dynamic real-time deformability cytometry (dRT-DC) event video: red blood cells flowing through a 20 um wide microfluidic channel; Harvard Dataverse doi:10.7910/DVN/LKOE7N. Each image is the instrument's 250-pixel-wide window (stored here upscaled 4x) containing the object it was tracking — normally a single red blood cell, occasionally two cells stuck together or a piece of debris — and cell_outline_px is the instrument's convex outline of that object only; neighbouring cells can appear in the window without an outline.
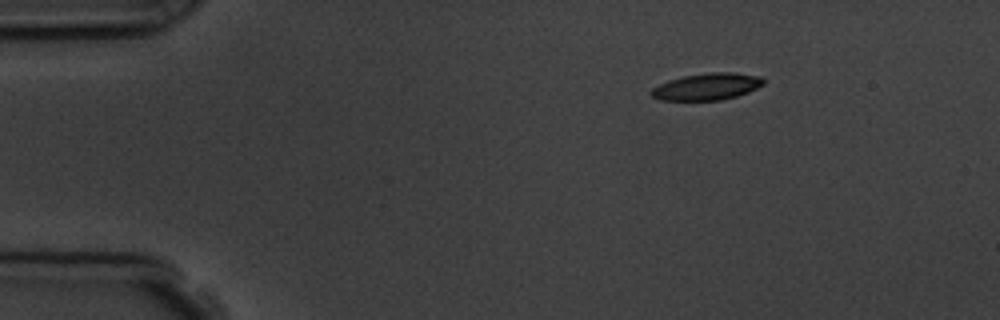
{"species": "common noctule bat (a hibernating species)", "species_latin": "Nyctalus noctula", "temperature_condition": "room temperature", "stored_images_in_passage": 3, "camera_frame_rate_fps": 3000, "um_per_image_px": 0.085, "animal": {"sex": "male", "body_mass_g": 19.5, "forearm_length_mm": 54.6}, "frame": {"image": 1, "passage_image": 1, "time_ms": 0.0, "image_size_px": [1000, 320], "cell_outline_px": [[764, 84], [748, 92], [736, 96], [720, 100], [660, 100], [652, 96], [648, 92], [652, 88], [668, 80], [684, 76], [712, 72], [732, 72], [760, 76], [764, 80]], "centroid_in_image_um": [60.07, 7.36], "position_along_channel_um": 24.9, "area_um2": 17.46}}
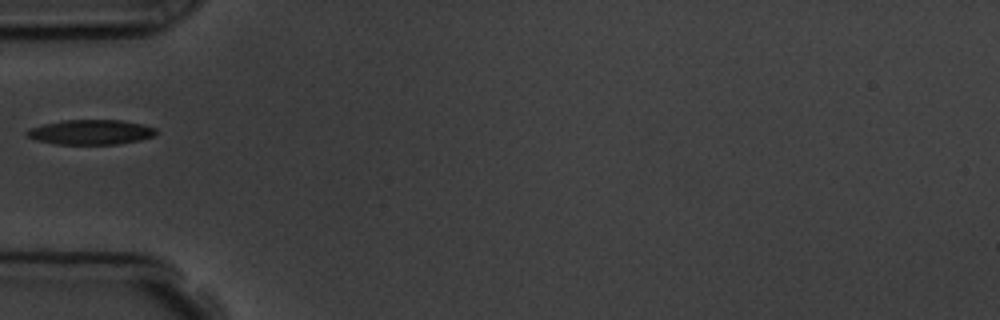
{"frame": {"image": 2, "passage_image": 3, "time_ms": 3.333, "image_size_px": [1000, 320], "cell_outline_px": [[156, 132], [152, 136], [140, 140], [116, 144], [56, 144], [36, 140], [28, 136], [24, 132], [28, 128], [60, 120], [124, 120], [144, 124], [156, 128]], "centroid_in_image_um": [7.7, 11.22], "position_along_channel_um": 77.3, "area_um2": 18.79}}